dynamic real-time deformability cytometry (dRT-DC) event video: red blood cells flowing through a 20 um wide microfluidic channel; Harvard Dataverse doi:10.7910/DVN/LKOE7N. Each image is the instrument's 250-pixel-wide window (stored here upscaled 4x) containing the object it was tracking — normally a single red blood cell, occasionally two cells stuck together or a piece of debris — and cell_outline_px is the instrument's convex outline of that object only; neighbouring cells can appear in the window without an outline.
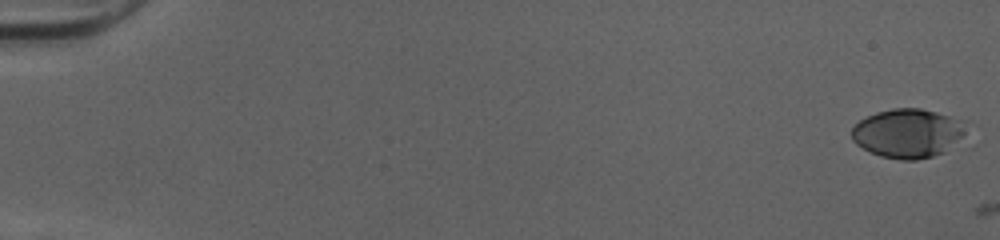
{"species": "human", "species_latin": "Homo sapiens", "temperature_condition": "cold", "stored_images_in_passage": 52, "camera_frame_rate_fps": 3000, "um_per_image_px": 0.085, "donor": {"sex": "female"}, "frame": {"image": 1, "passage_image": 1, "time_ms": 0.0, "image_size_px": [1000, 240], "cell_outline_px": [[976, 144], [972, 148], [916, 160], [900, 160], [880, 156], [856, 144], [852, 140], [852, 128], [860, 120], [876, 112], [892, 108], [920, 108], [968, 120]], "centroid_in_image_um": [77.57, 11.37], "position_along_channel_um": 7.4, "area_um2": 35.66}}
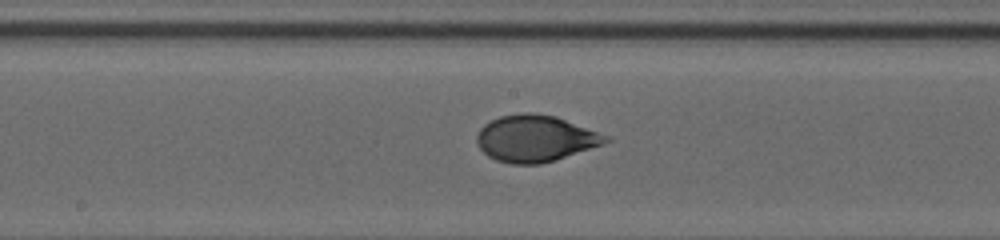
{"frame": {"image": 2, "passage_image": 29, "time_ms": 9.333, "image_size_px": [1000, 240], "cell_outline_px": [[612, 140], [604, 144], [556, 160], [540, 164], [512, 164], [496, 160], [488, 156], [480, 148], [476, 140], [476, 136], [480, 128], [484, 124], [500, 116], [524, 112], [532, 112], [556, 116], [612, 136]], "centroid_in_image_um": [45.55, 11.76], "position_along_channel_um": 202.7, "area_um2": 35.32}}
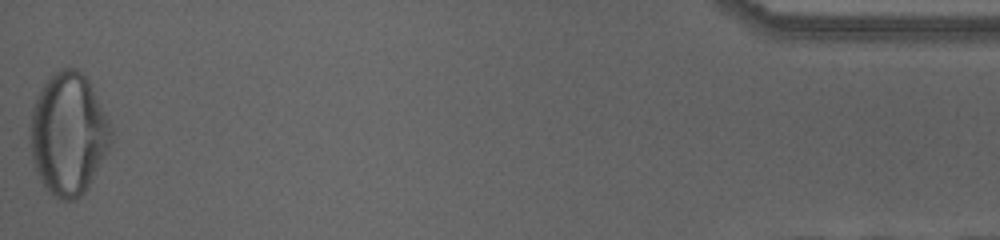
{"frame": {"image": 3, "passage_image": 52, "time_ms": 17.0, "image_size_px": [1000, 240], "cell_outline_px": [[112, 140], [104, 156], [84, 192], [76, 200], [60, 200], [52, 196], [40, 180], [36, 172], [32, 160], [32, 108], [36, 96], [52, 72], [64, 68], [76, 68], [84, 72], [112, 128]], "centroid_in_image_um": [5.8, 11.37], "position_along_channel_um": 429.4, "area_um2": 56.88}, "authors_computed_cell_mechanics": {"area_um2": 34.6511, "velocity_mm_per_s": 4.0442, "shape_relaxation_time_tau1_ms": 5.1126, "shape_relaxation_time_tau2_ms": null, "deformation_change_tau1": 0.2012, "deformation_change_tau2": null}}